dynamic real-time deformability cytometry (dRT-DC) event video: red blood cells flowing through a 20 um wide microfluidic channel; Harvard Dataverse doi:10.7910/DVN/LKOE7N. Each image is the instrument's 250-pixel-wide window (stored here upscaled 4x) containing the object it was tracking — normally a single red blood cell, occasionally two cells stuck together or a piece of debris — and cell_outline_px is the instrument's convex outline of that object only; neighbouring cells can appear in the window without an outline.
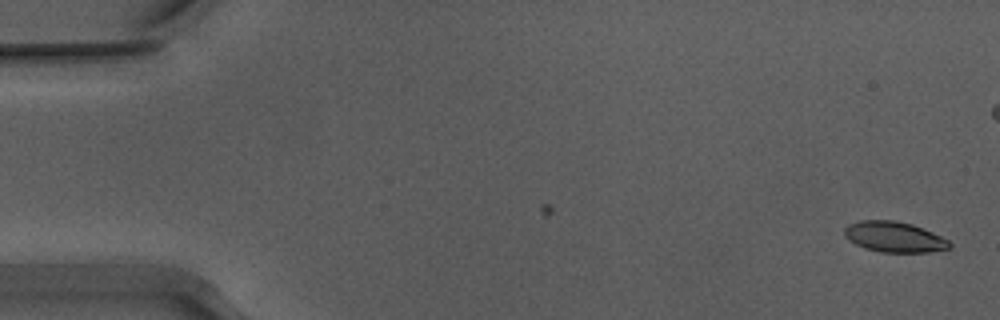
{"species": "Egyptian fruit bat (a non-hibernating species)", "species_latin": "Rousettus aegyptiacus", "temperature_condition": "warm", "stored_images_in_passage": 54, "camera_frame_rate_fps": 3000, "um_per_image_px": 0.085, "animal": {"sex": "male"}, "frame": {"image": 1, "passage_image": 1, "time_ms": 0.0, "image_size_px": [1000, 320], "cell_outline_px": [[952, 248], [928, 252], [880, 252], [864, 248], [856, 244], [844, 236], [844, 228], [848, 224], [860, 220], [896, 220], [912, 224], [932, 232], [948, 240], [952, 244]], "centroid_in_image_um": [76.0, 20.13], "position_along_channel_um": 9.0, "area_um2": 18.79}}
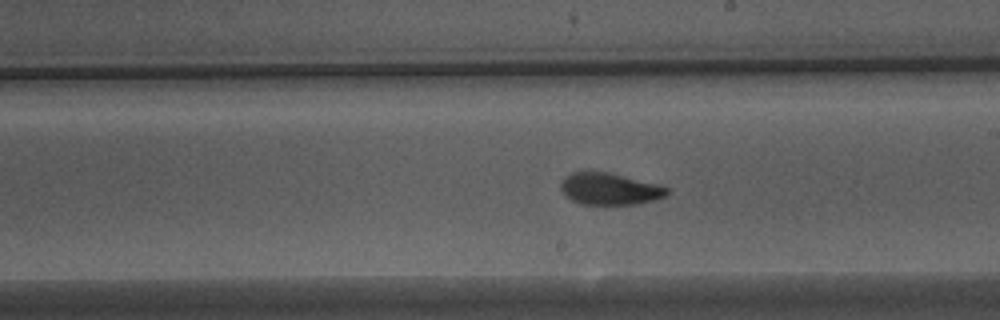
{"frame": {"image": 2, "passage_image": 30, "time_ms": 9.667, "image_size_px": [1000, 320], "cell_outline_px": [[668, 192], [664, 196], [652, 200], [636, 204], [580, 204], [564, 196], [560, 188], [560, 184], [564, 176], [572, 172], [608, 172], [660, 184], [668, 188]], "centroid_in_image_um": [51.78, 16.05], "position_along_channel_um": 237.2, "area_um2": 19.71}}
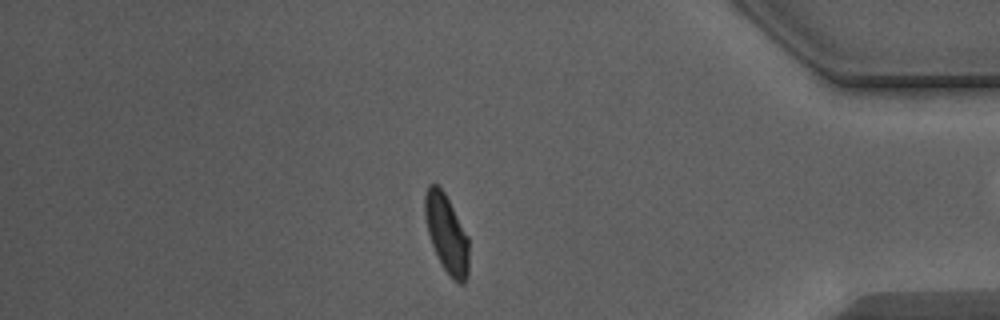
{"frame": {"image": 3, "passage_image": 45, "time_ms": 14.667, "image_size_px": [1000, 320], "cell_outline_px": [[468, 276], [464, 284], [460, 284], [452, 280], [444, 268], [432, 244], [428, 232], [424, 216], [424, 196], [428, 184], [436, 184], [444, 192], [468, 236]], "centroid_in_image_um": [37.96, 19.87], "position_along_channel_um": 397.2, "area_um2": 19.88}, "authors_computed_cell_mechanics": {"area_um2": 19.8254, "velocity_mm_per_s": 3.8948, "shape_relaxation_time_tau1_ms": 3.886, "shape_relaxation_time_tau2_ms": 1.3993, "deformation_change_tau1": 0.1518, "deformation_change_tau2": 0.0734}}